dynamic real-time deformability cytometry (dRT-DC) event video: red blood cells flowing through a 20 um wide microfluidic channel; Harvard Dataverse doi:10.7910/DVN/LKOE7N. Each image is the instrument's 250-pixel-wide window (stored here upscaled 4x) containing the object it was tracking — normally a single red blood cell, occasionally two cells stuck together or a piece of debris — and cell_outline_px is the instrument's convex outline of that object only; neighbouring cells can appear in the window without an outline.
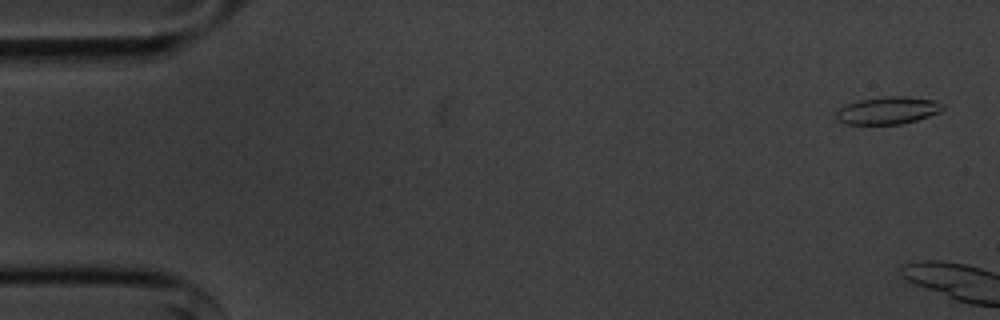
{"species": "common noctule bat (a hibernating species)", "species_latin": "Nyctalus noctula", "temperature_condition": "cold", "stored_images_in_passage": 11, "camera_frame_rate_fps": 3000, "um_per_image_px": 0.085, "animal": {"sex": "male", "body_mass_g": 20.1, "forearm_length_mm": 53.5}, "frame": {"image": 1, "passage_image": 2, "time_ms": 0.333, "image_size_px": [1000, 320], "cell_outline_px": [[944, 108], [940, 112], [916, 120], [900, 124], [848, 124], [840, 120], [836, 116], [836, 112], [840, 108], [848, 104], [860, 100], [884, 96], [908, 96], [932, 100], [944, 104]], "centroid_in_image_um": [75.5, 9.38], "position_along_channel_um": 9.5, "area_um2": 16.82}}